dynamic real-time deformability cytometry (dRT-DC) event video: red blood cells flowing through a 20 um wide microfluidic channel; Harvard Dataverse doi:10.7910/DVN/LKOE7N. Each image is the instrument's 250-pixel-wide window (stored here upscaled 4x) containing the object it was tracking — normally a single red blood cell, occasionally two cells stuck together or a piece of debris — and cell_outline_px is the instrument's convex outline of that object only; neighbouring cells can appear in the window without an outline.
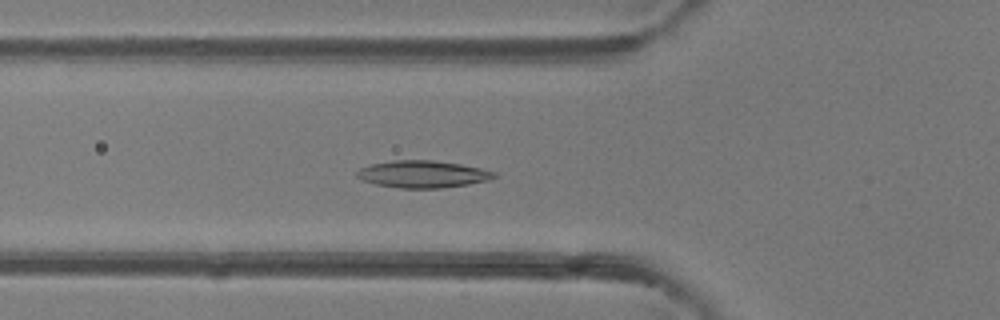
{"species": "common noctule bat (a hibernating species)", "species_latin": "Nyctalus noctula", "temperature_condition": "room temperature", "stored_images_in_passage": 50, "camera_frame_rate_fps": 3000, "um_per_image_px": 0.085, "animal": {"sex": "female"}, "frame": {"image": 1, "passage_image": 18, "time_ms": 5.667, "image_size_px": [1000, 320], "cell_outline_px": [[500, 176], [488, 180], [468, 184], [440, 188], [400, 188], [376, 184], [364, 180], [356, 176], [356, 172], [360, 168], [372, 164], [396, 160], [432, 160], [460, 164], [480, 168], [496, 172]], "centroid_in_image_um": [35.97, 14.8], "position_along_channel_um": 89.8, "area_um2": 21.56}}
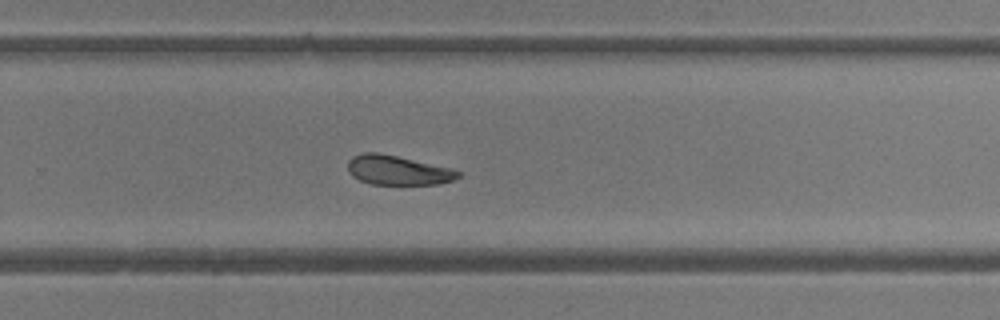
{"frame": {"image": 2, "passage_image": 33, "time_ms": 10.667, "image_size_px": [1000, 320], "cell_outline_px": [[460, 176], [452, 180], [440, 184], [372, 184], [360, 180], [352, 176], [348, 172], [348, 160], [352, 156], [364, 152], [376, 152], [396, 156], [452, 168], [460, 172]], "centroid_in_image_um": [33.79, 14.47], "position_along_channel_um": 296.0, "area_um2": 18.84}}
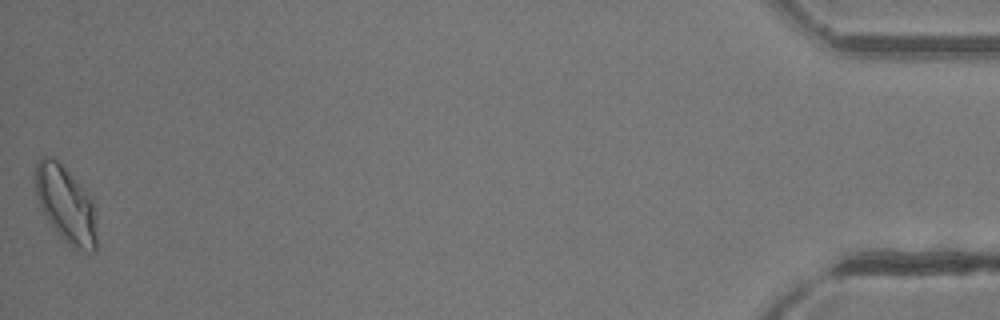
{"frame": {"image": 3, "passage_image": 50, "time_ms": 16.333, "image_size_px": [1000, 320], "cell_outline_px": [[96, 252], [88, 252], [72, 248], [60, 236], [48, 220], [40, 204], [36, 192], [32, 176], [36, 164], [40, 156], [52, 156], [76, 180], [92, 200], [96, 216]], "centroid_in_image_um": [5.58, 17.38], "position_along_channel_um": 429.6, "area_um2": 27.34}, "authors_computed_cell_mechanics": {"area_um2": 21.4438, "velocity_mm_per_s": 4.121, "shape_relaxation_time_tau1_ms": null, "shape_relaxation_time_tau2_ms": 5.0476, "deformation_change_tau1": null, "deformation_change_tau2": 0.1156}}